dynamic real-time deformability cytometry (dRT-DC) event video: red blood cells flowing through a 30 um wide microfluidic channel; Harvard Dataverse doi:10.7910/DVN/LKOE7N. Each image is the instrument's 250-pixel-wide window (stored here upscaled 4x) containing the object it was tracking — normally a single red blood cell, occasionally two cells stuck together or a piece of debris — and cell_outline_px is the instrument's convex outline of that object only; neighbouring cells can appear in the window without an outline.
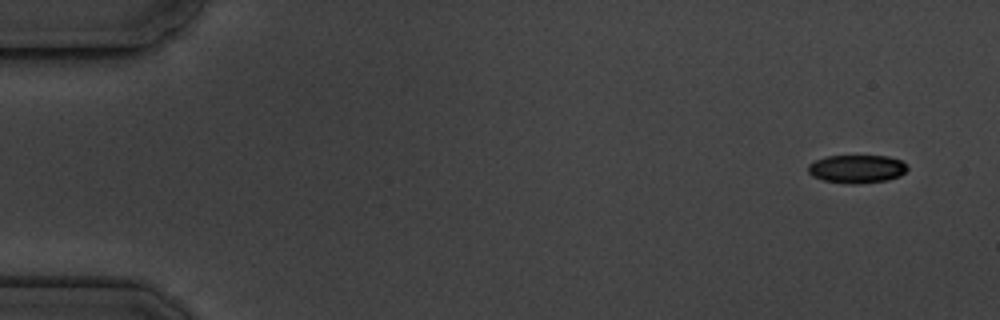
{"species": "common noctule bat (a hibernating species)", "species_latin": "Nyctalus noctula", "temperature_condition": "cold", "stored_images_in_passage": 6, "camera_frame_rate_fps": 3000, "um_per_image_px": 0.085, "animal": {"sex": "male", "body_mass_g": 19.5, "forearm_length_mm": 54.6}, "frame": {"image": 1, "passage_image": 1, "time_ms": 0.0, "image_size_px": [1000, 320], "cell_outline_px": [[908, 168], [900, 176], [888, 180], [860, 184], [844, 184], [824, 180], [812, 176], [808, 172], [808, 164], [816, 160], [828, 156], [888, 156], [900, 160]], "centroid_in_image_um": [72.81, 14.37], "position_along_channel_um": 12.2, "area_um2": 16.36}}
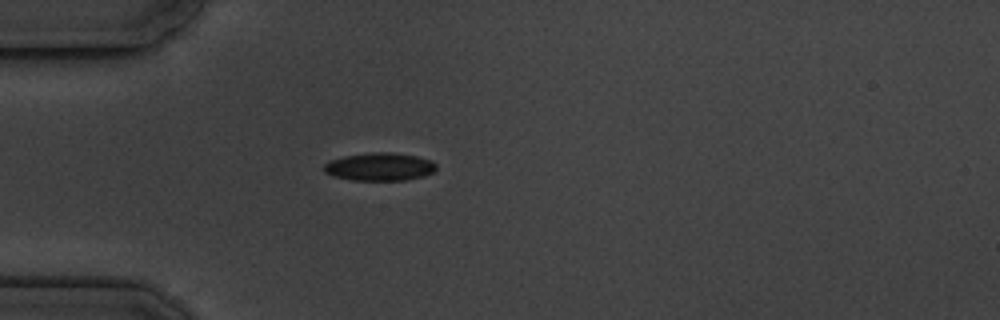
{"frame": {"image": 2, "passage_image": 4, "time_ms": 4.333, "image_size_px": [1000, 320], "cell_outline_px": [[436, 168], [432, 172], [424, 176], [404, 180], [352, 180], [332, 176], [324, 172], [324, 164], [328, 160], [344, 156], [372, 152], [392, 152], [416, 156], [432, 160], [436, 164]], "centroid_in_image_um": [32.24, 14.17], "position_along_channel_um": 52.8, "area_um2": 18.38}}